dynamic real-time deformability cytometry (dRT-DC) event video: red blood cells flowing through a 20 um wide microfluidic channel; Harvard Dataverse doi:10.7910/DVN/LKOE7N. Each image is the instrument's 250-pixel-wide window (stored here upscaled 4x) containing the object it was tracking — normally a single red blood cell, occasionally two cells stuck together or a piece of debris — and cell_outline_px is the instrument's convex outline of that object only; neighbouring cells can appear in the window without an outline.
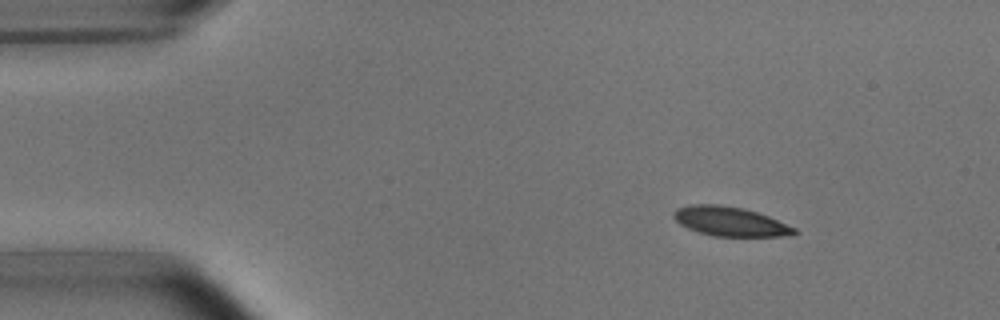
{"species": "common noctule bat (a hibernating species)", "species_latin": "Nyctalus noctula", "temperature_condition": "room temperature", "stored_images_in_passage": 14, "camera_frame_rate_fps": 3000, "um_per_image_px": 0.085, "animal": {"sex": "male", "body_mass_g": 15.6}, "frame": {"image": 1, "passage_image": 2, "time_ms": 1.333, "image_size_px": [1000, 320], "cell_outline_px": [[800, 232], [792, 236], [712, 236], [688, 228], [680, 224], [672, 216], [672, 212], [676, 208], [688, 204], [720, 204], [744, 208], [768, 216], [796, 228]], "centroid_in_image_um": [62.06, 18.81], "position_along_channel_um": 22.9, "area_um2": 20.81}}
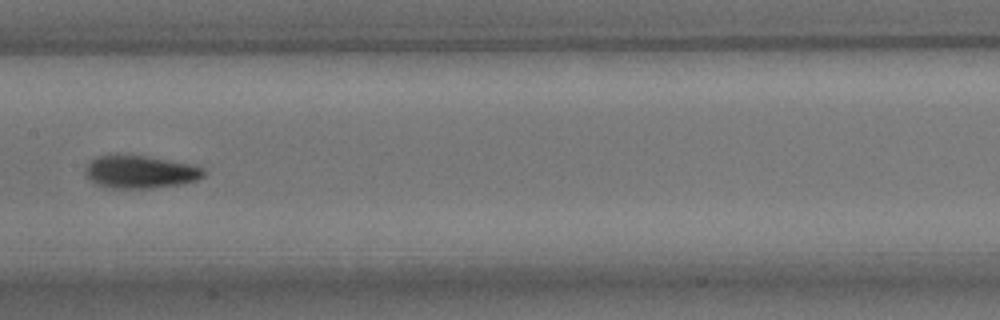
{"frame": {"image": 2, "passage_image": 7, "time_ms": 8.0, "image_size_px": [1000, 320], "cell_outline_px": [[204, 176], [196, 180], [184, 184], [152, 188], [108, 188], [96, 184], [88, 180], [84, 176], [84, 168], [92, 160], [100, 156], [116, 152], [148, 156], [188, 164], [200, 168], [204, 172]], "centroid_in_image_um": [11.82, 14.6], "position_along_channel_um": 195.6, "area_um2": 23.06}}
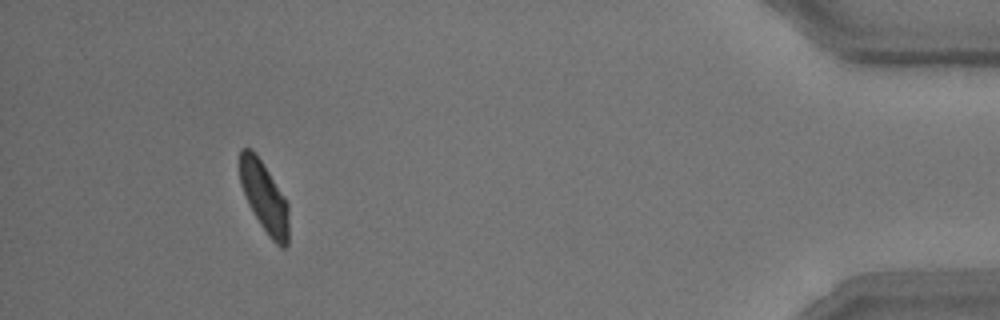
{"frame": {"image": 3, "passage_image": 13, "time_ms": 15.667, "image_size_px": [1000, 320], "cell_outline_px": [[288, 244], [284, 248], [280, 248], [268, 236], [260, 224], [248, 204], [240, 184], [240, 148], [248, 148], [260, 160], [284, 196], [288, 204]], "centroid_in_image_um": [22.47, 16.82], "position_along_channel_um": 412.7, "area_um2": 19.77}, "authors_computed_cell_mechanics": {"area_um2": 21.4438, "velocity_mm_per_s": 3.651, "shape_relaxation_time_tau1_ms": 2.7983, "shape_relaxation_time_tau2_ms": null, "deformation_change_tau1": 0.1244, "deformation_change_tau2": null}}